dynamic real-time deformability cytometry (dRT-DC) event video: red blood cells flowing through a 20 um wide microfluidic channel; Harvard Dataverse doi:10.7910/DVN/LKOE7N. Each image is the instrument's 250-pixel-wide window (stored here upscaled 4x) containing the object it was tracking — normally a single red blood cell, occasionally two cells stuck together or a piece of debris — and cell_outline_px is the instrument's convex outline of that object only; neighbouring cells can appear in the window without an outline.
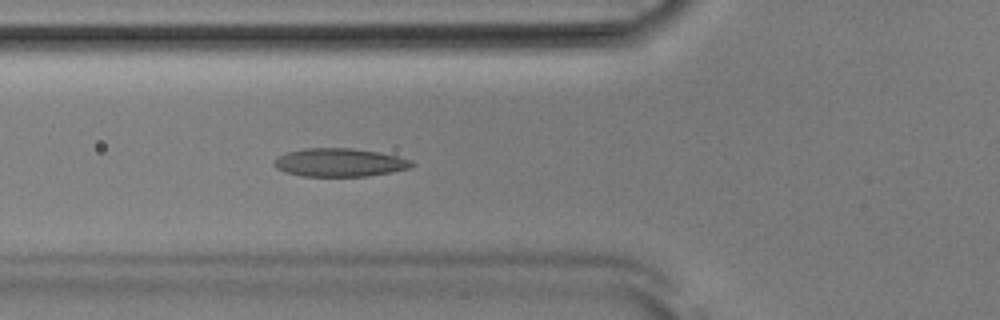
{"species": "Egyptian fruit bat (a non-hibernating species)", "species_latin": "Rousettus aegyptiacus", "temperature_condition": "room temperature", "stored_images_in_passage": 41, "camera_frame_rate_fps": 3000, "um_per_image_px": 0.085, "animal": {"sex": "male"}, "frame": {"image": 1, "passage_image": 11, "time_ms": 3.333, "image_size_px": [1000, 320], "cell_outline_px": [[416, 164], [408, 168], [392, 172], [368, 176], [304, 176], [284, 172], [276, 168], [272, 164], [276, 156], [288, 152], [304, 148], [352, 148], [380, 152], [412, 160]], "centroid_in_image_um": [28.84, 13.81], "position_along_channel_um": 97.0, "area_um2": 22.83}}
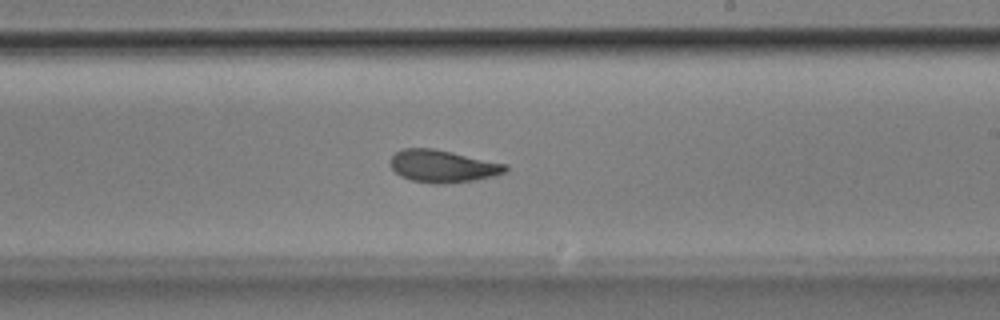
{"frame": {"image": 2, "passage_image": 23, "time_ms": 7.333, "image_size_px": [1000, 320], "cell_outline_px": [[508, 168], [504, 172], [496, 176], [476, 180], [444, 184], [436, 184], [412, 180], [400, 176], [388, 164], [392, 156], [396, 152], [404, 148], [432, 148], [452, 152], [508, 164]], "centroid_in_image_um": [37.64, 14.13], "position_along_channel_um": 251.4, "area_um2": 21.85}}
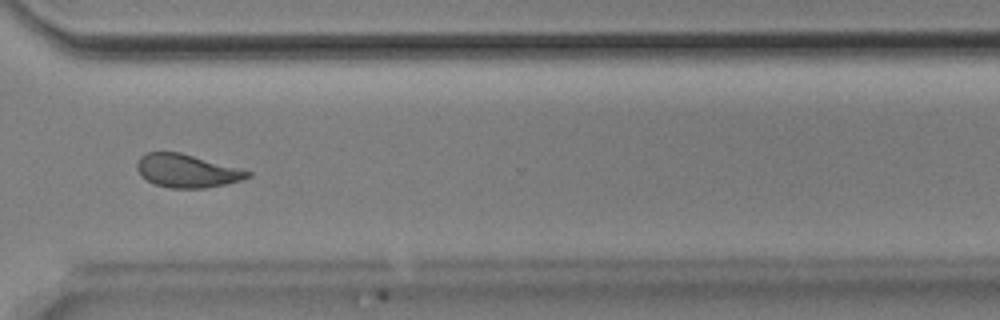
{"frame": {"image": 3, "passage_image": 31, "time_ms": 10.0, "image_size_px": [1000, 320], "cell_outline_px": [[252, 176], [240, 180], [224, 184], [204, 188], [168, 188], [156, 184], [148, 180], [136, 168], [136, 164], [140, 156], [148, 152], [180, 152], [240, 168], [252, 172]], "centroid_in_image_um": [15.9, 14.51], "position_along_channel_um": 354.7, "area_um2": 21.21}, "authors_computed_cell_mechanics": {"area_um2": 21.9062, "velocity_mm_per_s": 3.8622, "shape_relaxation_time_tau1_ms": 4.4993, "shape_relaxation_time_tau2_ms": 1.3332, "deformation_change_tau1": 0.1406, "deformation_change_tau2": 0.0653}}